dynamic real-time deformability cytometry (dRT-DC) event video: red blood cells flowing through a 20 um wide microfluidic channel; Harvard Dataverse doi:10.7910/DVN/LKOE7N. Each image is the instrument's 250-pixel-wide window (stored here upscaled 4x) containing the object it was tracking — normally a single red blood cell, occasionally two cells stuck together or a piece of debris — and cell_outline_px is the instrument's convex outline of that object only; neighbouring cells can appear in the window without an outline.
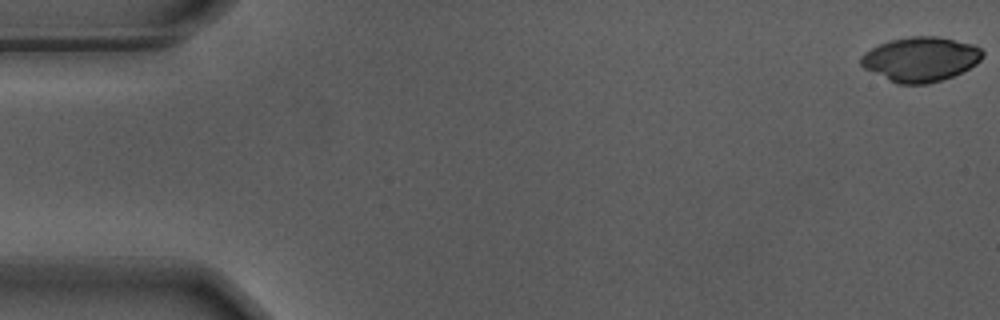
{"species": "Egyptian fruit bat (a non-hibernating species)", "species_latin": "Rousettus aegyptiacus", "temperature_condition": "warm", "stored_images_in_passage": 56, "camera_frame_rate_fps": 3000, "um_per_image_px": 0.085, "animal": {"sex": "male"}, "frame": {"image": 1, "passage_image": 1, "time_ms": 0.0, "image_size_px": [1000, 320], "cell_outline_px": [[984, 56], [976, 64], [952, 76], [928, 84], [900, 84], [864, 68], [860, 64], [860, 56], [864, 52], [888, 40], [908, 36], [936, 36], [972, 44], [980, 48], [984, 52]], "centroid_in_image_um": [78.24, 5.01], "position_along_channel_um": 6.8, "area_um2": 31.33}}
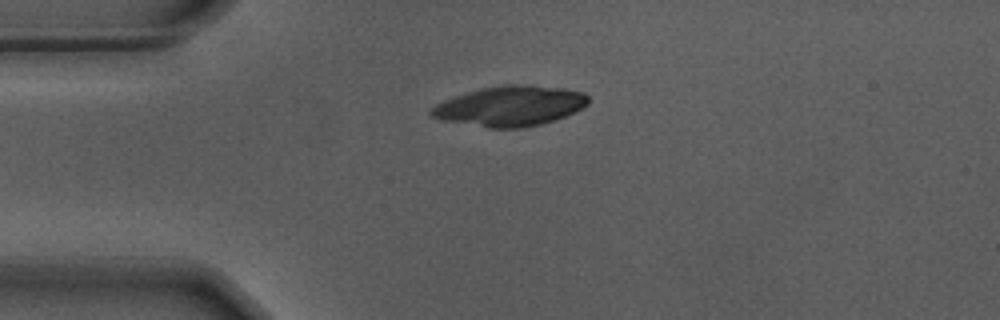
{"frame": {"image": 2, "passage_image": 14, "time_ms": 4.333, "image_size_px": [1000, 320], "cell_outline_px": [[588, 104], [564, 116], [540, 124], [520, 128], [488, 128], [444, 120], [432, 116], [428, 112], [436, 104], [444, 100], [480, 88], [504, 84], [524, 84], [564, 88], [584, 92], [588, 96]], "centroid_in_image_um": [43.36, 9.0], "position_along_channel_um": 41.6, "area_um2": 36.41}}
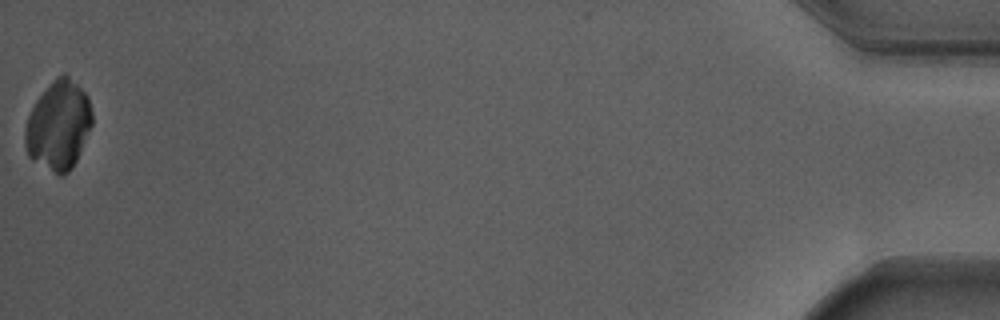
{"frame": {"image": 3, "passage_image": 56, "time_ms": 18.333, "image_size_px": [1000, 320], "cell_outline_px": [[92, 124], [76, 160], [68, 172], [60, 176], [32, 160], [28, 156], [24, 144], [24, 128], [28, 116], [36, 100], [64, 72], [88, 96], [92, 112]], "centroid_in_image_um": [4.95, 10.7], "position_along_channel_um": 430.2, "area_um2": 34.22}}